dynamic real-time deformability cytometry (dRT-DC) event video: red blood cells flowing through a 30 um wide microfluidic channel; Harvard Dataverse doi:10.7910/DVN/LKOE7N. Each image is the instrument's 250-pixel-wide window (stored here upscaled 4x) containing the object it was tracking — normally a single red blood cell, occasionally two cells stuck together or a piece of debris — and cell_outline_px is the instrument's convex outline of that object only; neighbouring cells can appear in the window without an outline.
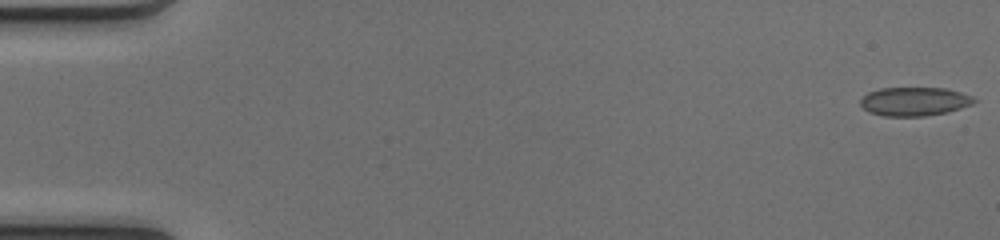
{"species": "common noctule bat (a hibernating species)", "species_latin": "Nyctalus noctula", "temperature_condition": "cold", "stored_images_in_passage": 46, "camera_frame_rate_fps": 3000, "um_per_image_px": 0.085, "animal": {"sex": "female", "body_mass_g": 17.0, "forearm_length_mm": 48.0}, "frame": {"image": 1, "passage_image": 1, "time_ms": 0.0, "image_size_px": [1000, 240], "cell_outline_px": [[976, 100], [972, 104], [948, 112], [924, 116], [884, 116], [868, 112], [860, 104], [860, 100], [868, 92], [880, 88], [948, 88], [972, 96]], "centroid_in_image_um": [77.71, 8.62], "position_along_channel_um": 7.3, "area_um2": 19.02}}
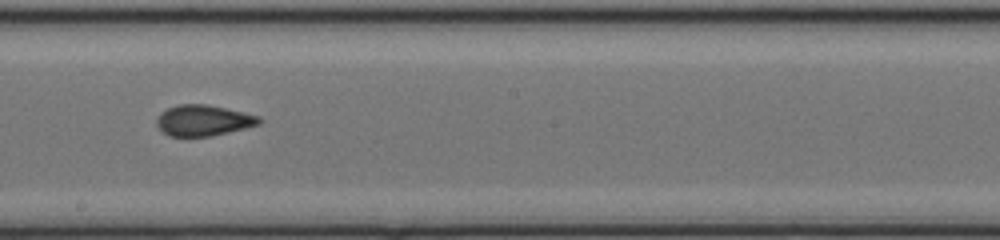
{"frame": {"image": 2, "passage_image": 29, "time_ms": 9.333, "image_size_px": [1000, 240], "cell_outline_px": [[264, 120], [260, 124], [212, 136], [168, 136], [156, 124], [156, 120], [160, 112], [168, 108], [180, 104], [208, 104], [244, 112], [260, 116]], "centroid_in_image_um": [17.31, 10.23], "position_along_channel_um": 230.9, "area_um2": 18.5}}
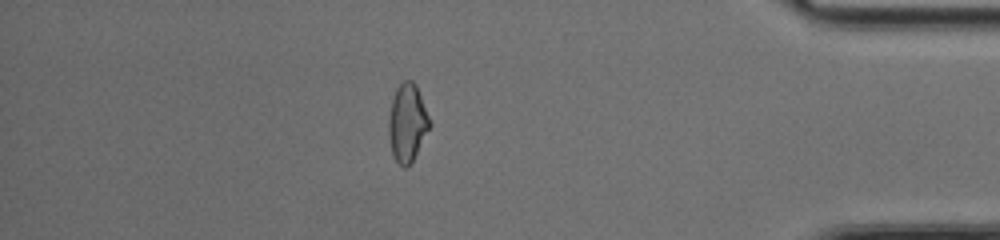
{"frame": {"image": 3, "passage_image": 44, "time_ms": 14.333, "image_size_px": [1000, 240], "cell_outline_px": [[432, 124], [408, 168], [404, 168], [392, 156], [388, 132], [388, 120], [392, 100], [396, 88], [404, 80], [412, 80], [416, 84]], "centroid_in_image_um": [34.62, 10.44], "position_along_channel_um": 400.6, "area_um2": 18.61}, "authors_computed_cell_mechanics": {"area_um2": 18.9006, "velocity_mm_per_s": 4.1433, "shape_relaxation_time_tau1_ms": 6.1731, "shape_relaxation_time_tau2_ms": 1.3986, "deformation_change_tau1": 0.1443, "deformation_change_tau2": 0.0564}}